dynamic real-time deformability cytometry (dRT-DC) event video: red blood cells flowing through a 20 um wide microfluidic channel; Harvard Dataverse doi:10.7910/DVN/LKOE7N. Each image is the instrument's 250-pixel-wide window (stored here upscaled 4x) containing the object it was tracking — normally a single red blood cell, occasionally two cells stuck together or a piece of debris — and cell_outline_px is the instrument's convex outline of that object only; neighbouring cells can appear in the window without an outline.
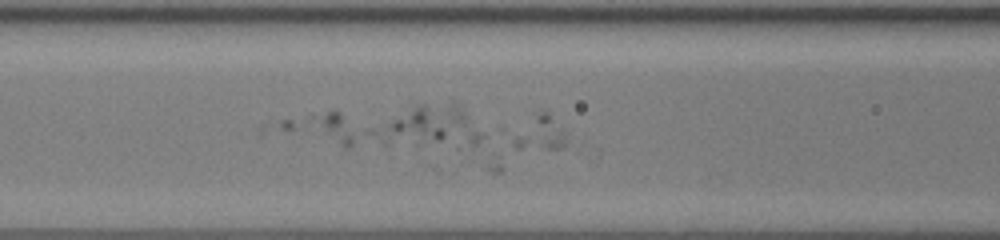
{"species": "human", "species_latin": "Homo sapiens", "temperature_condition": "room temperature", "stored_images_in_passage": 34, "camera_frame_rate_fps": 3000, "um_per_image_px": 0.085, "donor": {"sex": "female"}, "frame": {"image": 1, "passage_image": 6, "time_ms": 1.667, "image_size_px": [1000, 240], "cell_outline_px": [[568, 144], [560, 148], [456, 148], [472, 132], [540, 108], [544, 108], [548, 112], [564, 132], [568, 140]], "centroid_in_image_um": [44.18, 11.33], "position_along_channel_um": 122.4, "area_um2": 20.17}}
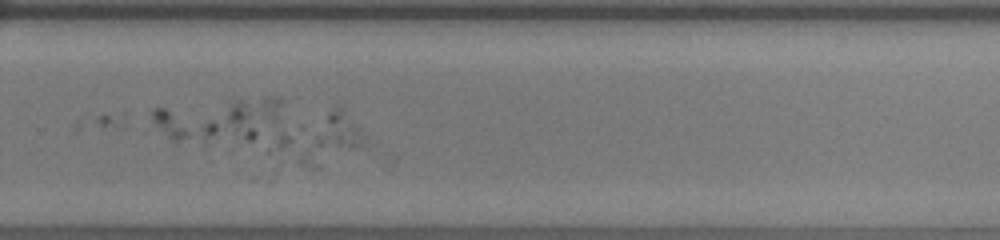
{"frame": {"image": 2, "passage_image": 20, "time_ms": 6.333, "image_size_px": [1000, 240], "cell_outline_px": [[364, 144], [320, 168], [304, 168], [268, 152], [268, 148], [280, 132], [336, 108], [344, 108], [364, 132]], "centroid_in_image_um": [27.11, 11.88], "position_along_channel_um": 302.7, "area_um2": 26.36}}
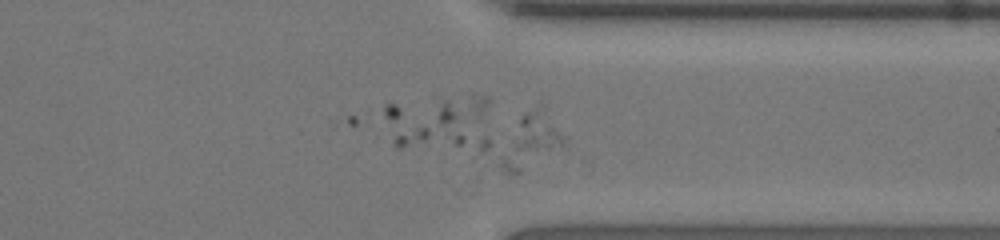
{"frame": {"image": 3, "passage_image": 25, "time_ms": 8.0, "image_size_px": [1000, 240], "cell_outline_px": [[564, 144], [520, 172], [504, 172], [500, 168], [500, 164], [520, 120], [524, 112], [540, 100], [564, 136]], "centroid_in_image_um": [45.22, 11.88], "position_along_channel_um": 366.2, "area_um2": 18.44}}